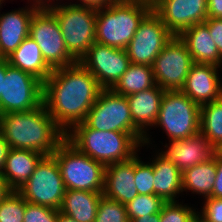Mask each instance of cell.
Returning <instances> with one entry per match:
<instances>
[{"instance_id": "1", "label": "cell", "mask_w": 222, "mask_h": 222, "mask_svg": "<svg viewBox=\"0 0 222 222\" xmlns=\"http://www.w3.org/2000/svg\"><path fill=\"white\" fill-rule=\"evenodd\" d=\"M103 88L80 63L54 69L43 83L42 103L56 125L67 134L83 123Z\"/></svg>"}, {"instance_id": "2", "label": "cell", "mask_w": 222, "mask_h": 222, "mask_svg": "<svg viewBox=\"0 0 222 222\" xmlns=\"http://www.w3.org/2000/svg\"><path fill=\"white\" fill-rule=\"evenodd\" d=\"M0 134L10 148L28 149L45 156L53 155L66 138L43 103L30 111L0 115Z\"/></svg>"}, {"instance_id": "3", "label": "cell", "mask_w": 222, "mask_h": 222, "mask_svg": "<svg viewBox=\"0 0 222 222\" xmlns=\"http://www.w3.org/2000/svg\"><path fill=\"white\" fill-rule=\"evenodd\" d=\"M144 137L143 133L96 130L84 122L66 134V139L80 152L104 166L130 160L142 148Z\"/></svg>"}, {"instance_id": "4", "label": "cell", "mask_w": 222, "mask_h": 222, "mask_svg": "<svg viewBox=\"0 0 222 222\" xmlns=\"http://www.w3.org/2000/svg\"><path fill=\"white\" fill-rule=\"evenodd\" d=\"M151 10V0H117L97 8L95 42L126 49L140 22Z\"/></svg>"}, {"instance_id": "5", "label": "cell", "mask_w": 222, "mask_h": 222, "mask_svg": "<svg viewBox=\"0 0 222 222\" xmlns=\"http://www.w3.org/2000/svg\"><path fill=\"white\" fill-rule=\"evenodd\" d=\"M58 3L47 7L56 16L69 54L79 62L95 42L97 8Z\"/></svg>"}, {"instance_id": "6", "label": "cell", "mask_w": 222, "mask_h": 222, "mask_svg": "<svg viewBox=\"0 0 222 222\" xmlns=\"http://www.w3.org/2000/svg\"><path fill=\"white\" fill-rule=\"evenodd\" d=\"M52 156L58 163L66 190L104 191L105 166L80 152L66 138Z\"/></svg>"}, {"instance_id": "7", "label": "cell", "mask_w": 222, "mask_h": 222, "mask_svg": "<svg viewBox=\"0 0 222 222\" xmlns=\"http://www.w3.org/2000/svg\"><path fill=\"white\" fill-rule=\"evenodd\" d=\"M200 112L201 106L181 90L165 91L154 126H160L170 140L188 138L200 132Z\"/></svg>"}, {"instance_id": "8", "label": "cell", "mask_w": 222, "mask_h": 222, "mask_svg": "<svg viewBox=\"0 0 222 222\" xmlns=\"http://www.w3.org/2000/svg\"><path fill=\"white\" fill-rule=\"evenodd\" d=\"M29 36L36 41L52 70L77 63L65 46L55 14L48 7L35 11L29 24Z\"/></svg>"}, {"instance_id": "9", "label": "cell", "mask_w": 222, "mask_h": 222, "mask_svg": "<svg viewBox=\"0 0 222 222\" xmlns=\"http://www.w3.org/2000/svg\"><path fill=\"white\" fill-rule=\"evenodd\" d=\"M17 191L29 203L59 210L66 188L56 159L44 156Z\"/></svg>"}, {"instance_id": "10", "label": "cell", "mask_w": 222, "mask_h": 222, "mask_svg": "<svg viewBox=\"0 0 222 222\" xmlns=\"http://www.w3.org/2000/svg\"><path fill=\"white\" fill-rule=\"evenodd\" d=\"M42 100L43 83L31 74L13 67L6 59L0 115L33 110L42 104Z\"/></svg>"}, {"instance_id": "11", "label": "cell", "mask_w": 222, "mask_h": 222, "mask_svg": "<svg viewBox=\"0 0 222 222\" xmlns=\"http://www.w3.org/2000/svg\"><path fill=\"white\" fill-rule=\"evenodd\" d=\"M84 123L100 131L142 133L134 124L126 96L103 89L87 113Z\"/></svg>"}, {"instance_id": "12", "label": "cell", "mask_w": 222, "mask_h": 222, "mask_svg": "<svg viewBox=\"0 0 222 222\" xmlns=\"http://www.w3.org/2000/svg\"><path fill=\"white\" fill-rule=\"evenodd\" d=\"M193 64L185 42L173 35L151 66L156 85L165 91L181 90Z\"/></svg>"}, {"instance_id": "13", "label": "cell", "mask_w": 222, "mask_h": 222, "mask_svg": "<svg viewBox=\"0 0 222 222\" xmlns=\"http://www.w3.org/2000/svg\"><path fill=\"white\" fill-rule=\"evenodd\" d=\"M173 37L160 17L151 10L140 22L126 51L132 64L152 66L165 44Z\"/></svg>"}, {"instance_id": "14", "label": "cell", "mask_w": 222, "mask_h": 222, "mask_svg": "<svg viewBox=\"0 0 222 222\" xmlns=\"http://www.w3.org/2000/svg\"><path fill=\"white\" fill-rule=\"evenodd\" d=\"M103 89H112L131 64L126 49L94 42L79 61Z\"/></svg>"}, {"instance_id": "15", "label": "cell", "mask_w": 222, "mask_h": 222, "mask_svg": "<svg viewBox=\"0 0 222 222\" xmlns=\"http://www.w3.org/2000/svg\"><path fill=\"white\" fill-rule=\"evenodd\" d=\"M152 10L167 29L179 36L185 29L203 23L207 17V0H152Z\"/></svg>"}, {"instance_id": "16", "label": "cell", "mask_w": 222, "mask_h": 222, "mask_svg": "<svg viewBox=\"0 0 222 222\" xmlns=\"http://www.w3.org/2000/svg\"><path fill=\"white\" fill-rule=\"evenodd\" d=\"M165 148L159 153L171 160L181 172L211 160L216 154V148L200 132L188 138L169 140V146L166 144Z\"/></svg>"}, {"instance_id": "17", "label": "cell", "mask_w": 222, "mask_h": 222, "mask_svg": "<svg viewBox=\"0 0 222 222\" xmlns=\"http://www.w3.org/2000/svg\"><path fill=\"white\" fill-rule=\"evenodd\" d=\"M218 68L221 67L194 63L181 91L199 106L221 99L222 81Z\"/></svg>"}, {"instance_id": "18", "label": "cell", "mask_w": 222, "mask_h": 222, "mask_svg": "<svg viewBox=\"0 0 222 222\" xmlns=\"http://www.w3.org/2000/svg\"><path fill=\"white\" fill-rule=\"evenodd\" d=\"M40 6L30 3L4 14L0 13V52L1 59L9 57L29 36V24L35 11Z\"/></svg>"}, {"instance_id": "19", "label": "cell", "mask_w": 222, "mask_h": 222, "mask_svg": "<svg viewBox=\"0 0 222 222\" xmlns=\"http://www.w3.org/2000/svg\"><path fill=\"white\" fill-rule=\"evenodd\" d=\"M165 90L156 85L153 88L126 96L133 124L145 135L143 147L152 144L148 128L154 127L160 110V104ZM147 130V131H146Z\"/></svg>"}, {"instance_id": "20", "label": "cell", "mask_w": 222, "mask_h": 222, "mask_svg": "<svg viewBox=\"0 0 222 222\" xmlns=\"http://www.w3.org/2000/svg\"><path fill=\"white\" fill-rule=\"evenodd\" d=\"M134 176L135 156L127 161L105 166L103 195L126 205L138 195Z\"/></svg>"}, {"instance_id": "21", "label": "cell", "mask_w": 222, "mask_h": 222, "mask_svg": "<svg viewBox=\"0 0 222 222\" xmlns=\"http://www.w3.org/2000/svg\"><path fill=\"white\" fill-rule=\"evenodd\" d=\"M44 156L28 149L10 148L1 172L8 188L16 191L21 188Z\"/></svg>"}, {"instance_id": "22", "label": "cell", "mask_w": 222, "mask_h": 222, "mask_svg": "<svg viewBox=\"0 0 222 222\" xmlns=\"http://www.w3.org/2000/svg\"><path fill=\"white\" fill-rule=\"evenodd\" d=\"M179 37L187 45L194 63L210 64L217 67L222 65V56L217 50V45L204 24H195L185 29Z\"/></svg>"}, {"instance_id": "23", "label": "cell", "mask_w": 222, "mask_h": 222, "mask_svg": "<svg viewBox=\"0 0 222 222\" xmlns=\"http://www.w3.org/2000/svg\"><path fill=\"white\" fill-rule=\"evenodd\" d=\"M150 163L154 171V194L165 202L176 200L182 193V172L159 151Z\"/></svg>"}, {"instance_id": "24", "label": "cell", "mask_w": 222, "mask_h": 222, "mask_svg": "<svg viewBox=\"0 0 222 222\" xmlns=\"http://www.w3.org/2000/svg\"><path fill=\"white\" fill-rule=\"evenodd\" d=\"M6 59L10 65L31 74L42 83L53 71L45 62L40 47L30 36L26 37L20 46Z\"/></svg>"}, {"instance_id": "25", "label": "cell", "mask_w": 222, "mask_h": 222, "mask_svg": "<svg viewBox=\"0 0 222 222\" xmlns=\"http://www.w3.org/2000/svg\"><path fill=\"white\" fill-rule=\"evenodd\" d=\"M103 192L66 190L59 212L77 222H94Z\"/></svg>"}, {"instance_id": "26", "label": "cell", "mask_w": 222, "mask_h": 222, "mask_svg": "<svg viewBox=\"0 0 222 222\" xmlns=\"http://www.w3.org/2000/svg\"><path fill=\"white\" fill-rule=\"evenodd\" d=\"M216 172L215 154L211 160L201 162L182 172V192L191 191V194H199L204 197L203 199L210 197L212 195Z\"/></svg>"}, {"instance_id": "27", "label": "cell", "mask_w": 222, "mask_h": 222, "mask_svg": "<svg viewBox=\"0 0 222 222\" xmlns=\"http://www.w3.org/2000/svg\"><path fill=\"white\" fill-rule=\"evenodd\" d=\"M155 86L151 66L131 63L112 90L119 95L128 96Z\"/></svg>"}, {"instance_id": "28", "label": "cell", "mask_w": 222, "mask_h": 222, "mask_svg": "<svg viewBox=\"0 0 222 222\" xmlns=\"http://www.w3.org/2000/svg\"><path fill=\"white\" fill-rule=\"evenodd\" d=\"M200 133L215 148L222 144V98L201 106Z\"/></svg>"}, {"instance_id": "29", "label": "cell", "mask_w": 222, "mask_h": 222, "mask_svg": "<svg viewBox=\"0 0 222 222\" xmlns=\"http://www.w3.org/2000/svg\"><path fill=\"white\" fill-rule=\"evenodd\" d=\"M164 203L165 201L155 194H138L133 200L125 205L129 221L138 217L160 213Z\"/></svg>"}, {"instance_id": "30", "label": "cell", "mask_w": 222, "mask_h": 222, "mask_svg": "<svg viewBox=\"0 0 222 222\" xmlns=\"http://www.w3.org/2000/svg\"><path fill=\"white\" fill-rule=\"evenodd\" d=\"M26 200L16 191L11 190L0 202V222H23Z\"/></svg>"}, {"instance_id": "31", "label": "cell", "mask_w": 222, "mask_h": 222, "mask_svg": "<svg viewBox=\"0 0 222 222\" xmlns=\"http://www.w3.org/2000/svg\"><path fill=\"white\" fill-rule=\"evenodd\" d=\"M94 222H130L125 205L119 201L101 197Z\"/></svg>"}, {"instance_id": "32", "label": "cell", "mask_w": 222, "mask_h": 222, "mask_svg": "<svg viewBox=\"0 0 222 222\" xmlns=\"http://www.w3.org/2000/svg\"><path fill=\"white\" fill-rule=\"evenodd\" d=\"M196 212V209L183 205V202H165L159 213L160 222H193Z\"/></svg>"}, {"instance_id": "33", "label": "cell", "mask_w": 222, "mask_h": 222, "mask_svg": "<svg viewBox=\"0 0 222 222\" xmlns=\"http://www.w3.org/2000/svg\"><path fill=\"white\" fill-rule=\"evenodd\" d=\"M135 155V184L138 194H154V171L150 162H143Z\"/></svg>"}, {"instance_id": "34", "label": "cell", "mask_w": 222, "mask_h": 222, "mask_svg": "<svg viewBox=\"0 0 222 222\" xmlns=\"http://www.w3.org/2000/svg\"><path fill=\"white\" fill-rule=\"evenodd\" d=\"M59 210L26 201L23 222H56Z\"/></svg>"}, {"instance_id": "35", "label": "cell", "mask_w": 222, "mask_h": 222, "mask_svg": "<svg viewBox=\"0 0 222 222\" xmlns=\"http://www.w3.org/2000/svg\"><path fill=\"white\" fill-rule=\"evenodd\" d=\"M203 203L199 213L211 222H222V198L208 197Z\"/></svg>"}, {"instance_id": "36", "label": "cell", "mask_w": 222, "mask_h": 222, "mask_svg": "<svg viewBox=\"0 0 222 222\" xmlns=\"http://www.w3.org/2000/svg\"><path fill=\"white\" fill-rule=\"evenodd\" d=\"M203 23L208 27L217 50L222 56V18H207Z\"/></svg>"}, {"instance_id": "37", "label": "cell", "mask_w": 222, "mask_h": 222, "mask_svg": "<svg viewBox=\"0 0 222 222\" xmlns=\"http://www.w3.org/2000/svg\"><path fill=\"white\" fill-rule=\"evenodd\" d=\"M216 178L214 181L212 195L213 198H222V159L216 154Z\"/></svg>"}, {"instance_id": "38", "label": "cell", "mask_w": 222, "mask_h": 222, "mask_svg": "<svg viewBox=\"0 0 222 222\" xmlns=\"http://www.w3.org/2000/svg\"><path fill=\"white\" fill-rule=\"evenodd\" d=\"M207 1H208L207 17L222 18V0H207Z\"/></svg>"}, {"instance_id": "39", "label": "cell", "mask_w": 222, "mask_h": 222, "mask_svg": "<svg viewBox=\"0 0 222 222\" xmlns=\"http://www.w3.org/2000/svg\"><path fill=\"white\" fill-rule=\"evenodd\" d=\"M10 147L3 136L0 134V174L4 168L7 153Z\"/></svg>"}, {"instance_id": "40", "label": "cell", "mask_w": 222, "mask_h": 222, "mask_svg": "<svg viewBox=\"0 0 222 222\" xmlns=\"http://www.w3.org/2000/svg\"><path fill=\"white\" fill-rule=\"evenodd\" d=\"M78 1L80 3H78ZM77 3H72V4H80V5H87V6H92V7H105L110 5L111 3L116 2L117 0H78Z\"/></svg>"}, {"instance_id": "41", "label": "cell", "mask_w": 222, "mask_h": 222, "mask_svg": "<svg viewBox=\"0 0 222 222\" xmlns=\"http://www.w3.org/2000/svg\"><path fill=\"white\" fill-rule=\"evenodd\" d=\"M130 222H160L159 213L152 214L150 216L138 217L136 219H132Z\"/></svg>"}, {"instance_id": "42", "label": "cell", "mask_w": 222, "mask_h": 222, "mask_svg": "<svg viewBox=\"0 0 222 222\" xmlns=\"http://www.w3.org/2000/svg\"><path fill=\"white\" fill-rule=\"evenodd\" d=\"M6 76V59L0 60V97L1 93H3V81Z\"/></svg>"}, {"instance_id": "43", "label": "cell", "mask_w": 222, "mask_h": 222, "mask_svg": "<svg viewBox=\"0 0 222 222\" xmlns=\"http://www.w3.org/2000/svg\"><path fill=\"white\" fill-rule=\"evenodd\" d=\"M11 190L8 188L4 178L0 174V202L3 198L10 192Z\"/></svg>"}, {"instance_id": "44", "label": "cell", "mask_w": 222, "mask_h": 222, "mask_svg": "<svg viewBox=\"0 0 222 222\" xmlns=\"http://www.w3.org/2000/svg\"><path fill=\"white\" fill-rule=\"evenodd\" d=\"M28 1L33 2V4H36L40 7H47L51 4L56 3L54 0H32V1L28 0ZM56 1H58V0H56ZM51 2H53V3H51Z\"/></svg>"}, {"instance_id": "45", "label": "cell", "mask_w": 222, "mask_h": 222, "mask_svg": "<svg viewBox=\"0 0 222 222\" xmlns=\"http://www.w3.org/2000/svg\"><path fill=\"white\" fill-rule=\"evenodd\" d=\"M56 222H77L72 217L67 216L65 214L59 213L57 221Z\"/></svg>"}, {"instance_id": "46", "label": "cell", "mask_w": 222, "mask_h": 222, "mask_svg": "<svg viewBox=\"0 0 222 222\" xmlns=\"http://www.w3.org/2000/svg\"><path fill=\"white\" fill-rule=\"evenodd\" d=\"M193 222H211L208 219L204 218L198 211L196 212Z\"/></svg>"}, {"instance_id": "47", "label": "cell", "mask_w": 222, "mask_h": 222, "mask_svg": "<svg viewBox=\"0 0 222 222\" xmlns=\"http://www.w3.org/2000/svg\"><path fill=\"white\" fill-rule=\"evenodd\" d=\"M216 154L222 159V144L216 148Z\"/></svg>"}, {"instance_id": "48", "label": "cell", "mask_w": 222, "mask_h": 222, "mask_svg": "<svg viewBox=\"0 0 222 222\" xmlns=\"http://www.w3.org/2000/svg\"><path fill=\"white\" fill-rule=\"evenodd\" d=\"M5 2V0H0V8H2V3H4Z\"/></svg>"}]
</instances>
